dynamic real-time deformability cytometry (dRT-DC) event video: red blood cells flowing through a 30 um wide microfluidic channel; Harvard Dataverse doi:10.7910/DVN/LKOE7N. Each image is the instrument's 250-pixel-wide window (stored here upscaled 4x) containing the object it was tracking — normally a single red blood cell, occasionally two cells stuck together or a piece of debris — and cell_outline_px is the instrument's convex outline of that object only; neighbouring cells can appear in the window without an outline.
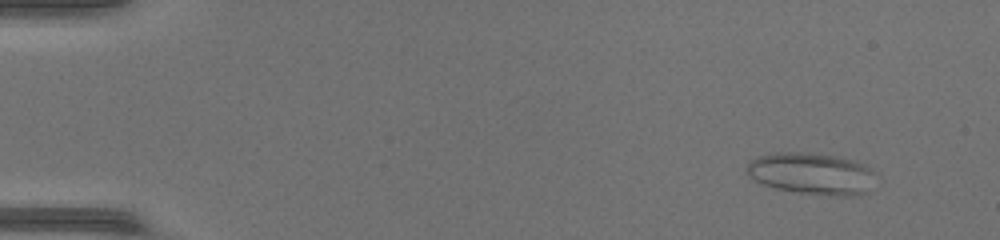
{"species": "common noctule bat (a hibernating species)", "species_latin": "Nyctalus noctula", "temperature_condition": "warm", "stored_images_in_passage": 47, "camera_frame_rate_fps": 3000, "um_per_image_px": 0.085, "animal": {"sex": "female", "body_mass_g": 17.0, "forearm_length_mm": 48.0}, "frame": {"image": 1, "passage_image": 4, "time_ms": 1.0, "image_size_px": [1000, 240], "cell_outline_px": [[876, 172], [868, 192], [852, 196], [844, 196], [800, 192], [776, 188], [764, 184], [748, 176], [744, 172], [744, 168], [756, 156], [776, 152], [800, 152], [840, 156], [856, 160], [864, 164]], "centroid_in_image_um": [68.99, 14.73], "position_along_channel_um": 16.0, "area_um2": 31.5}}
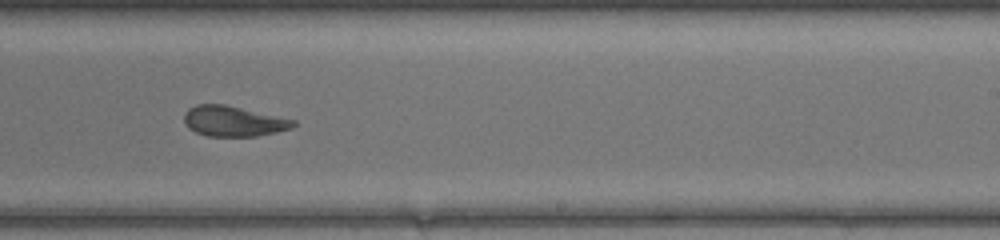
{"frame": {"image": 2, "passage_image": 30, "time_ms": 9.667, "image_size_px": [1000, 240], "cell_outline_px": [[296, 124], [292, 128], [276, 132], [256, 136], [208, 136], [196, 132], [188, 128], [184, 120], [184, 112], [188, 108], [196, 104], [224, 104], [296, 120]], "centroid_in_image_um": [19.82, 10.3], "position_along_channel_um": 269.2, "area_um2": 19.31}}
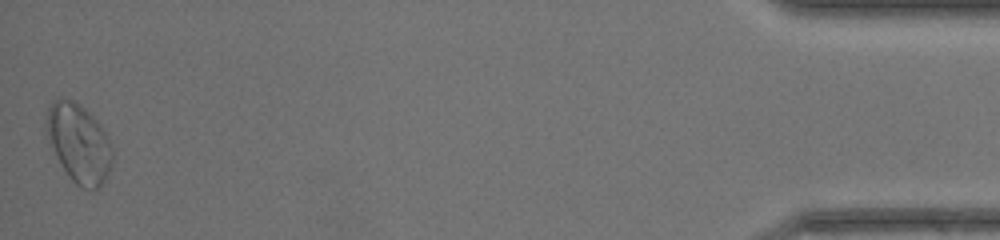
{"frame": {"image": 3, "passage_image": 47, "time_ms": 15.333, "image_size_px": [1000, 240], "cell_outline_px": [[112, 160], [108, 172], [104, 180], [96, 188], [80, 188], [68, 176], [56, 156], [52, 148], [44, 128], [44, 124], [48, 108], [52, 100], [72, 100], [80, 104], [96, 120], [108, 136], [112, 148]], "centroid_in_image_um": [6.67, 12.16], "position_along_channel_um": 428.5, "area_um2": 29.94}, "authors_computed_cell_mechanics": {"area_um2": 23.1778, "velocity_mm_per_s": 4.4097, "shape_relaxation_time_tau1_ms": 11.192, "shape_relaxation_time_tau2_ms": 2.1129, "deformation_change_tau1": 0.2252, "deformation_change_tau2": 0.0943}}